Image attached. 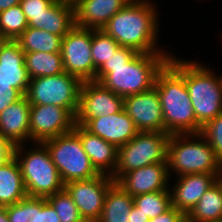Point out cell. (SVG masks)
Returning a JSON list of instances; mask_svg holds the SVG:
<instances>
[{
    "instance_id": "obj_39",
    "label": "cell",
    "mask_w": 222,
    "mask_h": 222,
    "mask_svg": "<svg viewBox=\"0 0 222 222\" xmlns=\"http://www.w3.org/2000/svg\"><path fill=\"white\" fill-rule=\"evenodd\" d=\"M14 154V146L0 135V166L9 161Z\"/></svg>"
},
{
    "instance_id": "obj_34",
    "label": "cell",
    "mask_w": 222,
    "mask_h": 222,
    "mask_svg": "<svg viewBox=\"0 0 222 222\" xmlns=\"http://www.w3.org/2000/svg\"><path fill=\"white\" fill-rule=\"evenodd\" d=\"M137 52L128 47H120L117 52L97 71L95 81L99 82L107 73L110 67L125 66Z\"/></svg>"
},
{
    "instance_id": "obj_42",
    "label": "cell",
    "mask_w": 222,
    "mask_h": 222,
    "mask_svg": "<svg viewBox=\"0 0 222 222\" xmlns=\"http://www.w3.org/2000/svg\"><path fill=\"white\" fill-rule=\"evenodd\" d=\"M0 222H9L7 210L5 206H0Z\"/></svg>"
},
{
    "instance_id": "obj_16",
    "label": "cell",
    "mask_w": 222,
    "mask_h": 222,
    "mask_svg": "<svg viewBox=\"0 0 222 222\" xmlns=\"http://www.w3.org/2000/svg\"><path fill=\"white\" fill-rule=\"evenodd\" d=\"M82 126L117 148L128 143L139 132L124 108L118 113L88 119Z\"/></svg>"
},
{
    "instance_id": "obj_8",
    "label": "cell",
    "mask_w": 222,
    "mask_h": 222,
    "mask_svg": "<svg viewBox=\"0 0 222 222\" xmlns=\"http://www.w3.org/2000/svg\"><path fill=\"white\" fill-rule=\"evenodd\" d=\"M166 132H138L128 143L118 148L117 166L111 176L116 182L124 173L141 167L167 162Z\"/></svg>"
},
{
    "instance_id": "obj_38",
    "label": "cell",
    "mask_w": 222,
    "mask_h": 222,
    "mask_svg": "<svg viewBox=\"0 0 222 222\" xmlns=\"http://www.w3.org/2000/svg\"><path fill=\"white\" fill-rule=\"evenodd\" d=\"M149 222H186V215L171 206L164 213L158 215L155 218L149 219Z\"/></svg>"
},
{
    "instance_id": "obj_5",
    "label": "cell",
    "mask_w": 222,
    "mask_h": 222,
    "mask_svg": "<svg viewBox=\"0 0 222 222\" xmlns=\"http://www.w3.org/2000/svg\"><path fill=\"white\" fill-rule=\"evenodd\" d=\"M167 163L170 177L172 174L170 171H175L178 176L214 173L219 178L222 177V163L200 133L170 135Z\"/></svg>"
},
{
    "instance_id": "obj_37",
    "label": "cell",
    "mask_w": 222,
    "mask_h": 222,
    "mask_svg": "<svg viewBox=\"0 0 222 222\" xmlns=\"http://www.w3.org/2000/svg\"><path fill=\"white\" fill-rule=\"evenodd\" d=\"M39 222H60L55 209L46 198H40Z\"/></svg>"
},
{
    "instance_id": "obj_12",
    "label": "cell",
    "mask_w": 222,
    "mask_h": 222,
    "mask_svg": "<svg viewBox=\"0 0 222 222\" xmlns=\"http://www.w3.org/2000/svg\"><path fill=\"white\" fill-rule=\"evenodd\" d=\"M75 117L65 108L55 105L30 106V142H43L73 130Z\"/></svg>"
},
{
    "instance_id": "obj_31",
    "label": "cell",
    "mask_w": 222,
    "mask_h": 222,
    "mask_svg": "<svg viewBox=\"0 0 222 222\" xmlns=\"http://www.w3.org/2000/svg\"><path fill=\"white\" fill-rule=\"evenodd\" d=\"M46 199L55 209L60 222H84L71 195L65 188Z\"/></svg>"
},
{
    "instance_id": "obj_25",
    "label": "cell",
    "mask_w": 222,
    "mask_h": 222,
    "mask_svg": "<svg viewBox=\"0 0 222 222\" xmlns=\"http://www.w3.org/2000/svg\"><path fill=\"white\" fill-rule=\"evenodd\" d=\"M133 197L114 182L108 189L101 216L97 222H129Z\"/></svg>"
},
{
    "instance_id": "obj_41",
    "label": "cell",
    "mask_w": 222,
    "mask_h": 222,
    "mask_svg": "<svg viewBox=\"0 0 222 222\" xmlns=\"http://www.w3.org/2000/svg\"><path fill=\"white\" fill-rule=\"evenodd\" d=\"M21 0H0V12L20 4Z\"/></svg>"
},
{
    "instance_id": "obj_22",
    "label": "cell",
    "mask_w": 222,
    "mask_h": 222,
    "mask_svg": "<svg viewBox=\"0 0 222 222\" xmlns=\"http://www.w3.org/2000/svg\"><path fill=\"white\" fill-rule=\"evenodd\" d=\"M28 26L63 38L75 26L73 0H56L44 13L39 16H30Z\"/></svg>"
},
{
    "instance_id": "obj_6",
    "label": "cell",
    "mask_w": 222,
    "mask_h": 222,
    "mask_svg": "<svg viewBox=\"0 0 222 222\" xmlns=\"http://www.w3.org/2000/svg\"><path fill=\"white\" fill-rule=\"evenodd\" d=\"M36 148L26 151L24 144L14 147L28 197L47 198L64 189L57 167L51 160L46 146L41 142L35 143ZM25 152V153H24Z\"/></svg>"
},
{
    "instance_id": "obj_15",
    "label": "cell",
    "mask_w": 222,
    "mask_h": 222,
    "mask_svg": "<svg viewBox=\"0 0 222 222\" xmlns=\"http://www.w3.org/2000/svg\"><path fill=\"white\" fill-rule=\"evenodd\" d=\"M168 163H155L124 173L116 183L132 197L169 190Z\"/></svg>"
},
{
    "instance_id": "obj_18",
    "label": "cell",
    "mask_w": 222,
    "mask_h": 222,
    "mask_svg": "<svg viewBox=\"0 0 222 222\" xmlns=\"http://www.w3.org/2000/svg\"><path fill=\"white\" fill-rule=\"evenodd\" d=\"M131 0H73L75 25L85 29L100 30Z\"/></svg>"
},
{
    "instance_id": "obj_21",
    "label": "cell",
    "mask_w": 222,
    "mask_h": 222,
    "mask_svg": "<svg viewBox=\"0 0 222 222\" xmlns=\"http://www.w3.org/2000/svg\"><path fill=\"white\" fill-rule=\"evenodd\" d=\"M29 81L25 53L16 40H8L0 52V83L10 84L25 95Z\"/></svg>"
},
{
    "instance_id": "obj_30",
    "label": "cell",
    "mask_w": 222,
    "mask_h": 222,
    "mask_svg": "<svg viewBox=\"0 0 222 222\" xmlns=\"http://www.w3.org/2000/svg\"><path fill=\"white\" fill-rule=\"evenodd\" d=\"M28 27L20 4L0 12V33L8 40H16Z\"/></svg>"
},
{
    "instance_id": "obj_28",
    "label": "cell",
    "mask_w": 222,
    "mask_h": 222,
    "mask_svg": "<svg viewBox=\"0 0 222 222\" xmlns=\"http://www.w3.org/2000/svg\"><path fill=\"white\" fill-rule=\"evenodd\" d=\"M121 46L106 34L102 29H92L91 54L95 66V77L97 71L114 55Z\"/></svg>"
},
{
    "instance_id": "obj_36",
    "label": "cell",
    "mask_w": 222,
    "mask_h": 222,
    "mask_svg": "<svg viewBox=\"0 0 222 222\" xmlns=\"http://www.w3.org/2000/svg\"><path fill=\"white\" fill-rule=\"evenodd\" d=\"M22 96L23 95L17 89L11 87L10 84L0 83V113Z\"/></svg>"
},
{
    "instance_id": "obj_10",
    "label": "cell",
    "mask_w": 222,
    "mask_h": 222,
    "mask_svg": "<svg viewBox=\"0 0 222 222\" xmlns=\"http://www.w3.org/2000/svg\"><path fill=\"white\" fill-rule=\"evenodd\" d=\"M91 45L92 29L76 25L62 38L60 52L64 70L82 82L95 81Z\"/></svg>"
},
{
    "instance_id": "obj_13",
    "label": "cell",
    "mask_w": 222,
    "mask_h": 222,
    "mask_svg": "<svg viewBox=\"0 0 222 222\" xmlns=\"http://www.w3.org/2000/svg\"><path fill=\"white\" fill-rule=\"evenodd\" d=\"M123 108L124 98L100 82H83L75 122L77 125H83L88 119L118 113Z\"/></svg>"
},
{
    "instance_id": "obj_23",
    "label": "cell",
    "mask_w": 222,
    "mask_h": 222,
    "mask_svg": "<svg viewBox=\"0 0 222 222\" xmlns=\"http://www.w3.org/2000/svg\"><path fill=\"white\" fill-rule=\"evenodd\" d=\"M27 197L21 171L13 156L0 166V206H9Z\"/></svg>"
},
{
    "instance_id": "obj_33",
    "label": "cell",
    "mask_w": 222,
    "mask_h": 222,
    "mask_svg": "<svg viewBox=\"0 0 222 222\" xmlns=\"http://www.w3.org/2000/svg\"><path fill=\"white\" fill-rule=\"evenodd\" d=\"M200 134L212 147L216 158L222 163V113L207 122Z\"/></svg>"
},
{
    "instance_id": "obj_14",
    "label": "cell",
    "mask_w": 222,
    "mask_h": 222,
    "mask_svg": "<svg viewBox=\"0 0 222 222\" xmlns=\"http://www.w3.org/2000/svg\"><path fill=\"white\" fill-rule=\"evenodd\" d=\"M124 110L139 132H164L160 97L154 86L148 91L125 97Z\"/></svg>"
},
{
    "instance_id": "obj_27",
    "label": "cell",
    "mask_w": 222,
    "mask_h": 222,
    "mask_svg": "<svg viewBox=\"0 0 222 222\" xmlns=\"http://www.w3.org/2000/svg\"><path fill=\"white\" fill-rule=\"evenodd\" d=\"M25 66L29 79L53 76L65 72L61 52L25 53Z\"/></svg>"
},
{
    "instance_id": "obj_3",
    "label": "cell",
    "mask_w": 222,
    "mask_h": 222,
    "mask_svg": "<svg viewBox=\"0 0 222 222\" xmlns=\"http://www.w3.org/2000/svg\"><path fill=\"white\" fill-rule=\"evenodd\" d=\"M168 63L184 78L197 123L203 127L222 113V76L200 63L170 55Z\"/></svg>"
},
{
    "instance_id": "obj_32",
    "label": "cell",
    "mask_w": 222,
    "mask_h": 222,
    "mask_svg": "<svg viewBox=\"0 0 222 222\" xmlns=\"http://www.w3.org/2000/svg\"><path fill=\"white\" fill-rule=\"evenodd\" d=\"M6 210L9 222H39L40 198L27 196Z\"/></svg>"
},
{
    "instance_id": "obj_40",
    "label": "cell",
    "mask_w": 222,
    "mask_h": 222,
    "mask_svg": "<svg viewBox=\"0 0 222 222\" xmlns=\"http://www.w3.org/2000/svg\"><path fill=\"white\" fill-rule=\"evenodd\" d=\"M129 222H149V218L138 207L133 205L129 213Z\"/></svg>"
},
{
    "instance_id": "obj_19",
    "label": "cell",
    "mask_w": 222,
    "mask_h": 222,
    "mask_svg": "<svg viewBox=\"0 0 222 222\" xmlns=\"http://www.w3.org/2000/svg\"><path fill=\"white\" fill-rule=\"evenodd\" d=\"M82 143L83 150L90 158L93 167L99 174L112 176L117 166L118 148L97 135L87 131L82 125H74Z\"/></svg>"
},
{
    "instance_id": "obj_29",
    "label": "cell",
    "mask_w": 222,
    "mask_h": 222,
    "mask_svg": "<svg viewBox=\"0 0 222 222\" xmlns=\"http://www.w3.org/2000/svg\"><path fill=\"white\" fill-rule=\"evenodd\" d=\"M133 202L149 219L155 218L171 207L170 190L141 194L133 197Z\"/></svg>"
},
{
    "instance_id": "obj_4",
    "label": "cell",
    "mask_w": 222,
    "mask_h": 222,
    "mask_svg": "<svg viewBox=\"0 0 222 222\" xmlns=\"http://www.w3.org/2000/svg\"><path fill=\"white\" fill-rule=\"evenodd\" d=\"M170 55L167 52L137 53L125 66L110 67V72L99 82L123 98L148 91Z\"/></svg>"
},
{
    "instance_id": "obj_11",
    "label": "cell",
    "mask_w": 222,
    "mask_h": 222,
    "mask_svg": "<svg viewBox=\"0 0 222 222\" xmlns=\"http://www.w3.org/2000/svg\"><path fill=\"white\" fill-rule=\"evenodd\" d=\"M115 181L111 176L99 174L87 180L65 184L84 221L97 222L101 216L105 195Z\"/></svg>"
},
{
    "instance_id": "obj_1",
    "label": "cell",
    "mask_w": 222,
    "mask_h": 222,
    "mask_svg": "<svg viewBox=\"0 0 222 222\" xmlns=\"http://www.w3.org/2000/svg\"><path fill=\"white\" fill-rule=\"evenodd\" d=\"M149 0H131L102 28L121 47L134 49L137 53H164L157 47L158 15Z\"/></svg>"
},
{
    "instance_id": "obj_43",
    "label": "cell",
    "mask_w": 222,
    "mask_h": 222,
    "mask_svg": "<svg viewBox=\"0 0 222 222\" xmlns=\"http://www.w3.org/2000/svg\"><path fill=\"white\" fill-rule=\"evenodd\" d=\"M7 41L8 39L0 33V52L2 47L6 44Z\"/></svg>"
},
{
    "instance_id": "obj_26",
    "label": "cell",
    "mask_w": 222,
    "mask_h": 222,
    "mask_svg": "<svg viewBox=\"0 0 222 222\" xmlns=\"http://www.w3.org/2000/svg\"><path fill=\"white\" fill-rule=\"evenodd\" d=\"M24 53L30 52H60L62 37L45 30L27 27L16 39Z\"/></svg>"
},
{
    "instance_id": "obj_17",
    "label": "cell",
    "mask_w": 222,
    "mask_h": 222,
    "mask_svg": "<svg viewBox=\"0 0 222 222\" xmlns=\"http://www.w3.org/2000/svg\"><path fill=\"white\" fill-rule=\"evenodd\" d=\"M178 180L170 190L171 206L187 215L203 194L219 177L214 173H197L177 176Z\"/></svg>"
},
{
    "instance_id": "obj_20",
    "label": "cell",
    "mask_w": 222,
    "mask_h": 222,
    "mask_svg": "<svg viewBox=\"0 0 222 222\" xmlns=\"http://www.w3.org/2000/svg\"><path fill=\"white\" fill-rule=\"evenodd\" d=\"M30 106L23 95L0 113V135L14 147L30 140Z\"/></svg>"
},
{
    "instance_id": "obj_7",
    "label": "cell",
    "mask_w": 222,
    "mask_h": 222,
    "mask_svg": "<svg viewBox=\"0 0 222 222\" xmlns=\"http://www.w3.org/2000/svg\"><path fill=\"white\" fill-rule=\"evenodd\" d=\"M59 171L64 184L87 180L99 175L82 147L80 138L72 130L42 142Z\"/></svg>"
},
{
    "instance_id": "obj_35",
    "label": "cell",
    "mask_w": 222,
    "mask_h": 222,
    "mask_svg": "<svg viewBox=\"0 0 222 222\" xmlns=\"http://www.w3.org/2000/svg\"><path fill=\"white\" fill-rule=\"evenodd\" d=\"M56 0H21L20 5L27 21H30V16H39L49 8Z\"/></svg>"
},
{
    "instance_id": "obj_9",
    "label": "cell",
    "mask_w": 222,
    "mask_h": 222,
    "mask_svg": "<svg viewBox=\"0 0 222 222\" xmlns=\"http://www.w3.org/2000/svg\"><path fill=\"white\" fill-rule=\"evenodd\" d=\"M82 81L63 72L58 75L32 78L25 94L31 105H55L76 117Z\"/></svg>"
},
{
    "instance_id": "obj_2",
    "label": "cell",
    "mask_w": 222,
    "mask_h": 222,
    "mask_svg": "<svg viewBox=\"0 0 222 222\" xmlns=\"http://www.w3.org/2000/svg\"><path fill=\"white\" fill-rule=\"evenodd\" d=\"M154 87L160 97L164 132L200 133L202 127L197 123L185 80L168 62L157 73Z\"/></svg>"
},
{
    "instance_id": "obj_24",
    "label": "cell",
    "mask_w": 222,
    "mask_h": 222,
    "mask_svg": "<svg viewBox=\"0 0 222 222\" xmlns=\"http://www.w3.org/2000/svg\"><path fill=\"white\" fill-rule=\"evenodd\" d=\"M222 220V177L203 194L186 215L187 222H213Z\"/></svg>"
}]
</instances>
